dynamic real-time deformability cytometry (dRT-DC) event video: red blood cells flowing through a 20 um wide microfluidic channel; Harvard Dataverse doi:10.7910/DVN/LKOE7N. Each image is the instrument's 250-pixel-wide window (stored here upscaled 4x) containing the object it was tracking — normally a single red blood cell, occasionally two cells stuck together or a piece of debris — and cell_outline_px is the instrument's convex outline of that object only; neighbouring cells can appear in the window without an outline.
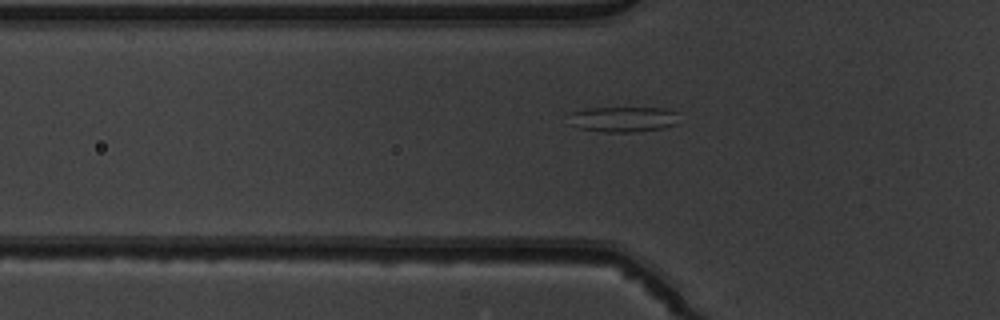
{"species": "common noctule bat (a hibernating species)", "species_latin": "Nyctalus noctula", "temperature_condition": "warm", "stored_images_in_passage": 31, "segment_of_instrument_passage": [1, 2], "camera_frame_rate_fps": 3000, "um_per_image_px": 0.085, "animal": {"sex": "male", "body_mass_g": 19.5, "forearm_length_mm": 54.6}, "frame": {"image": 1, "passage_image": 2, "time_ms": 0.333, "image_size_px": [1000, 320], "cell_outline_px": [[680, 112], [676, 124], [664, 128], [632, 132], [604, 132], [576, 128], [572, 124], [572, 112], [588, 108], [664, 108]], "centroid_in_image_um": [53.05, 10.14], "position_along_channel_um": 72.8, "area_um2": 16.3}}
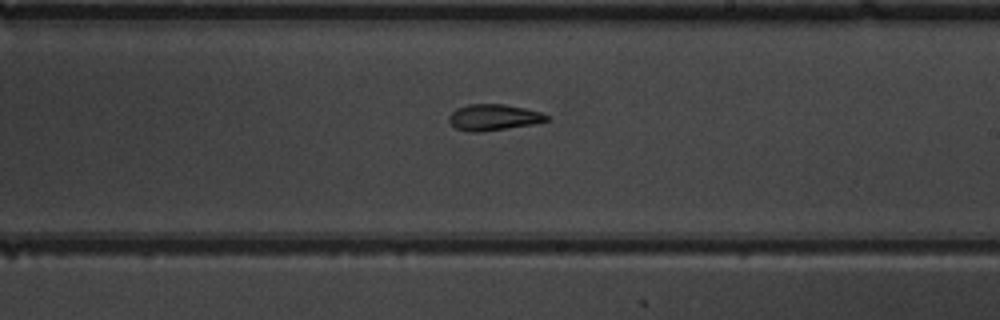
{"frame": {"image": 2, "passage_image": 15, "time_ms": 4.667, "image_size_px": [1000, 320], "cell_outline_px": [[548, 120], [532, 124], [480, 132], [468, 132], [456, 128], [448, 120], [448, 116], [456, 108], [468, 104], [504, 104], [524, 108], [540, 112], [548, 116]], "centroid_in_image_um": [41.9, 9.97], "position_along_channel_um": 247.1, "area_um2": 14.74}}
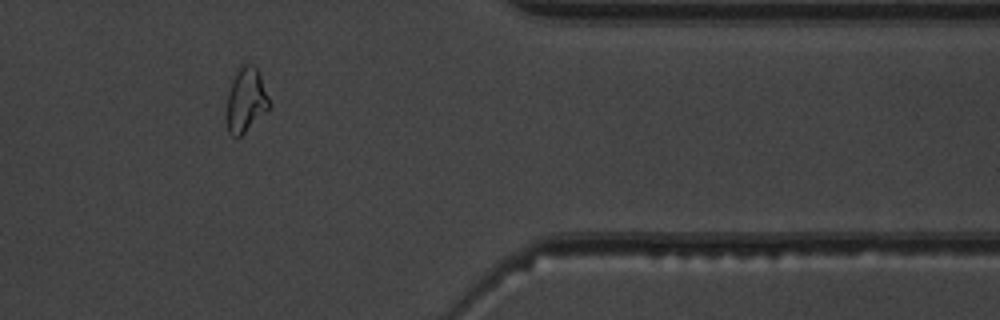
{"frame": {"image": 3, "passage_image": 27, "time_ms": 8.667, "image_size_px": [1000, 320], "cell_outline_px": [[272, 104], [240, 136], [232, 136], [228, 132], [224, 120], [224, 116], [228, 88], [236, 68], [240, 64], [252, 64], [260, 72]], "centroid_in_image_um": [20.85, 8.46], "position_along_channel_um": 390.6, "area_um2": 16.65}}